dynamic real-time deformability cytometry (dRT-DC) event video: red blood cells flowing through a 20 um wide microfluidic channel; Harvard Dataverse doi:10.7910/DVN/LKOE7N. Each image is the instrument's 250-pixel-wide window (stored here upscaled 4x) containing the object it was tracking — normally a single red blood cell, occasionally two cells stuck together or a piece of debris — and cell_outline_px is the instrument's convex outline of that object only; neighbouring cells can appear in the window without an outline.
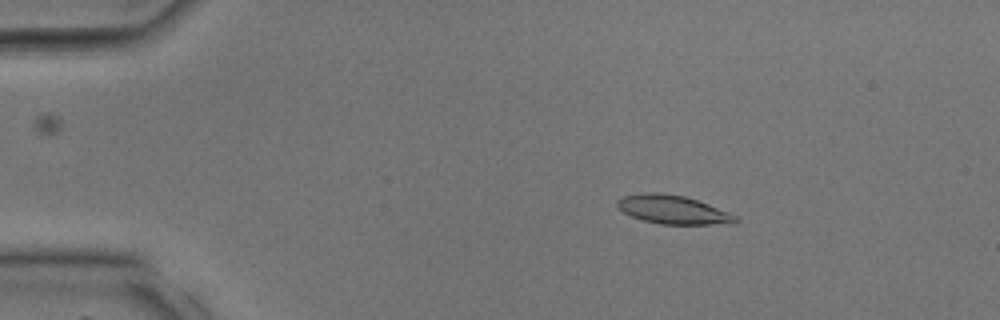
{"species": "common noctule bat (a hibernating species)", "species_latin": "Nyctalus noctula", "temperature_condition": "room temperature", "stored_images_in_passage": 35, "camera_frame_rate_fps": 3000, "um_per_image_px": 0.085, "animal": {"sex": "male", "body_mass_g": 17.9, "forearm_length_mm": 54.2}, "frame": {"image": 1, "passage_image": 6, "time_ms": 1.667, "image_size_px": [1000, 320], "cell_outline_px": [[740, 220], [712, 224], [660, 224], [644, 220], [632, 216], [624, 212], [616, 204], [616, 200], [624, 196], [644, 192], [660, 192], [684, 196], [708, 204], [728, 212], [736, 216]], "centroid_in_image_um": [57.14, 17.8], "position_along_channel_um": 27.9, "area_um2": 19.31}}
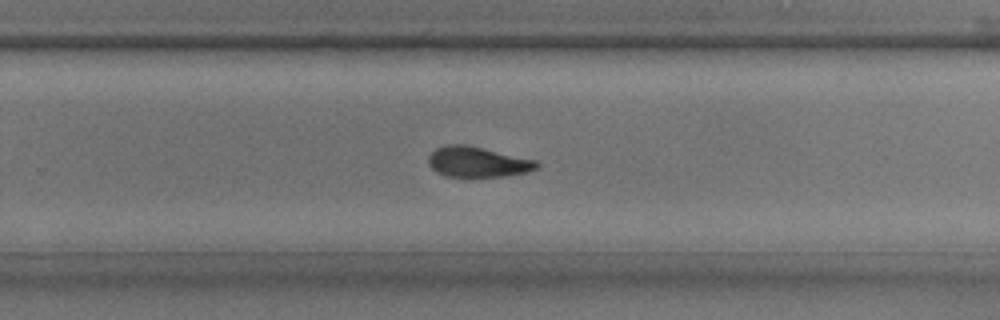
{"frame": {"image": 2, "passage_image": 23, "time_ms": 7.333, "image_size_px": [1000, 320], "cell_outline_px": [[540, 164], [536, 168], [528, 172], [504, 176], [444, 176], [436, 172], [428, 164], [428, 156], [436, 148], [448, 144], [464, 144], [536, 160]], "centroid_in_image_um": [40.57, 13.76], "position_along_channel_um": 289.2, "area_um2": 19.02}}
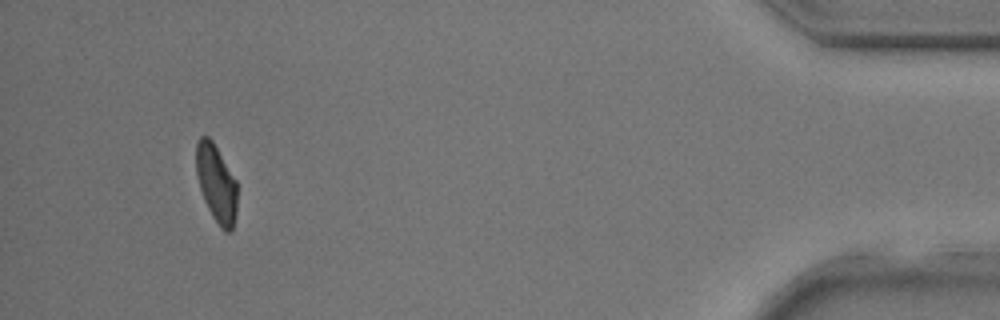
{"frame": {"image": 3, "passage_image": 33, "time_ms": 10.667, "image_size_px": [1000, 320], "cell_outline_px": [[236, 212], [232, 228], [228, 232], [224, 232], [220, 228], [212, 216], [204, 200], [196, 176], [196, 144], [200, 136], [208, 136], [212, 140], [236, 180]], "centroid_in_image_um": [18.37, 15.58], "position_along_channel_um": 416.8, "area_um2": 18.44}}